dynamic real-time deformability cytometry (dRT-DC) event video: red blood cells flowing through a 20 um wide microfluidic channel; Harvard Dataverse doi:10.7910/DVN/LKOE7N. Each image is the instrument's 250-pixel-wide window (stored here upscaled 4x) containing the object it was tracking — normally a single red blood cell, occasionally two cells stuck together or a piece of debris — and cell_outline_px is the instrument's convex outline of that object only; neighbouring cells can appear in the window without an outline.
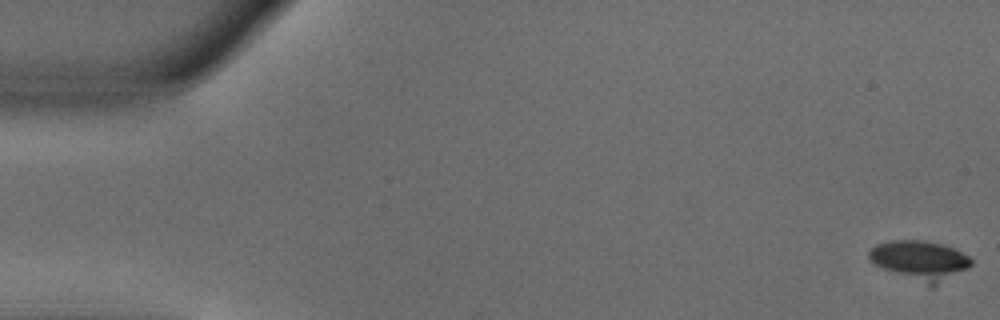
{"species": "common noctule bat (a hibernating species)", "species_latin": "Nyctalus noctula", "temperature_condition": "warm", "stored_images_in_passage": 53, "camera_frame_rate_fps": 3000, "um_per_image_px": 0.085, "animal": {"sex": "male", "body_mass_g": 18.8}, "frame": {"image": 1, "passage_image": 1, "time_ms": 0.0, "image_size_px": [1000, 320], "cell_outline_px": [[972, 264], [968, 268], [932, 288], [872, 264], [868, 256], [868, 252], [876, 244], [888, 240], [920, 240], [940, 244], [952, 248], [968, 256], [972, 260]], "centroid_in_image_um": [78.16, 22.14], "position_along_channel_um": 6.8, "area_um2": 23.47}}
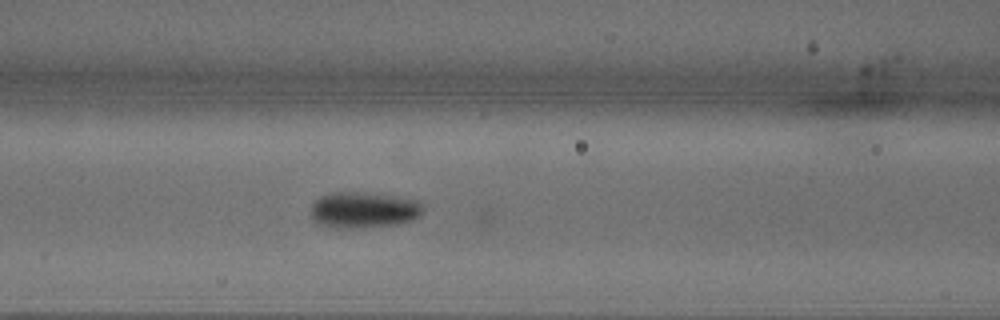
{"frame": {"image": 2, "passage_image": 22, "time_ms": 7.0, "image_size_px": [1000, 320], "cell_outline_px": [[424, 212], [420, 216], [412, 220], [396, 224], [356, 228], [328, 228], [312, 220], [312, 204], [320, 196], [328, 192], [364, 192], [396, 196], [416, 200], [424, 208]], "centroid_in_image_um": [30.89, 17.84], "position_along_channel_um": 135.7, "area_um2": 23.81}}
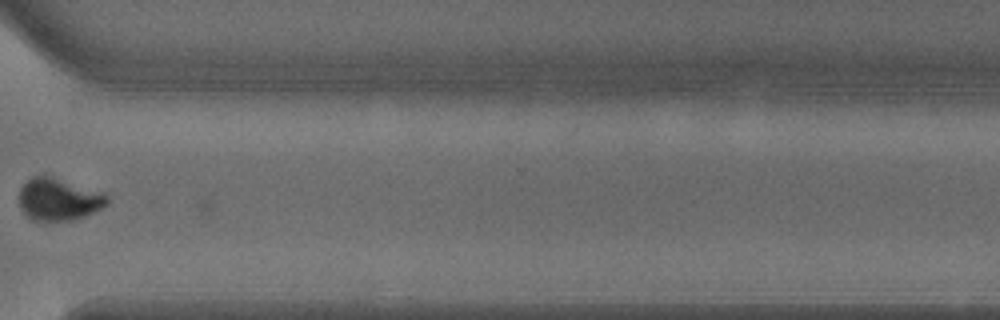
{"frame": {"image": 3, "passage_image": 40, "time_ms": 13.0, "image_size_px": [1000, 320], "cell_outline_px": [[108, 204], [84, 216], [72, 220], [32, 220], [20, 208], [20, 188], [32, 176], [40, 172], [44, 172], [104, 192], [108, 196]], "centroid_in_image_um": [4.99, 16.87], "position_along_channel_um": 365.6, "area_um2": 22.14}}